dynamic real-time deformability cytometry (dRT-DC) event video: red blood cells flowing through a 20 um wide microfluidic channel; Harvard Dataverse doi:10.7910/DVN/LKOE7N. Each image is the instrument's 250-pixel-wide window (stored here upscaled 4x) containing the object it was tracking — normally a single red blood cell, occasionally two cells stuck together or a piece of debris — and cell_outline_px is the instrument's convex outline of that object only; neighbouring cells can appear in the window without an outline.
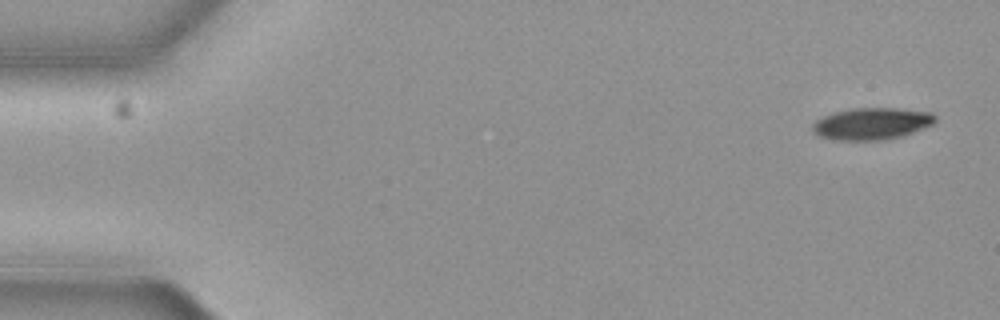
{"species": "common noctule bat (a hibernating species)", "species_latin": "Nyctalus noctula", "temperature_condition": "cold", "stored_images_in_passage": 55, "camera_frame_rate_fps": 3000, "um_per_image_px": 0.085, "animal": {"sex": "female", "body_mass_g": 19.3, "forearm_length_mm": 54.1}, "frame": {"image": 1, "passage_image": 1, "time_ms": 0.0, "image_size_px": [1000, 320], "cell_outline_px": [[936, 120], [932, 124], [912, 132], [900, 136], [880, 140], [840, 140], [820, 136], [812, 132], [812, 124], [816, 120], [824, 116], [836, 112], [852, 108], [900, 108], [932, 112], [936, 116]], "centroid_in_image_um": [74.1, 10.5], "position_along_channel_um": 10.9, "area_um2": 22.6}}
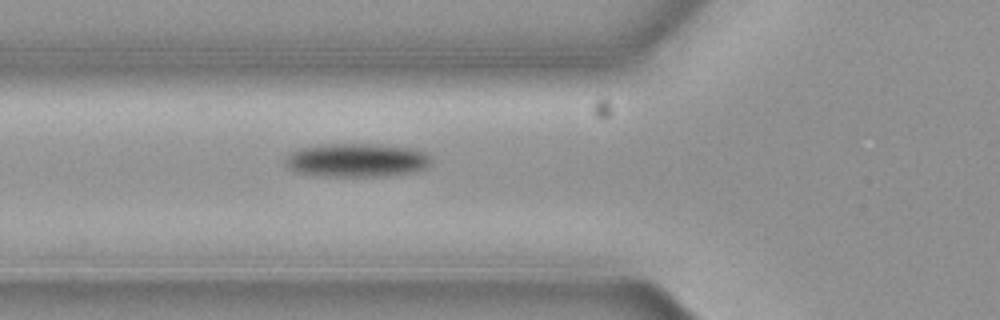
{"frame": {"image": 2, "passage_image": 19, "time_ms": 6.0, "image_size_px": [1000, 320], "cell_outline_px": [[428, 164], [424, 168], [412, 172], [384, 176], [316, 176], [296, 172], [288, 168], [284, 164], [284, 160], [296, 148], [324, 144], [376, 144], [412, 148], [424, 152], [428, 156]], "centroid_in_image_um": [30.23, 13.61], "position_along_channel_um": 95.6, "area_um2": 28.55}}
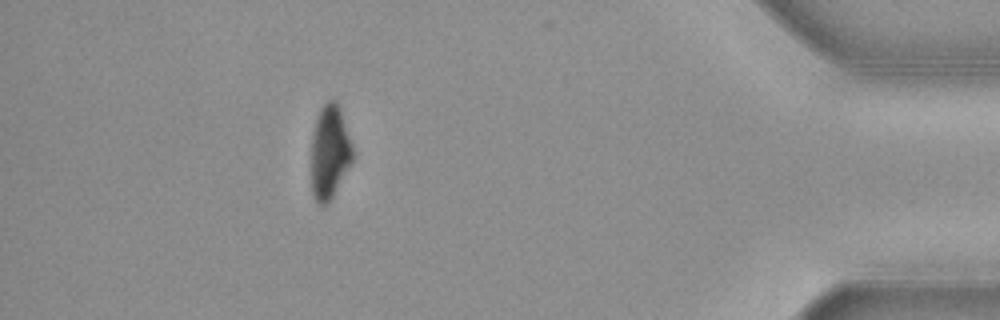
{"frame": {"image": 3, "passage_image": 49, "time_ms": 16.0, "image_size_px": [1000, 320], "cell_outline_px": [[352, 160], [328, 204], [316, 204], [312, 192], [312, 136], [316, 116], [320, 108], [328, 100], [336, 100], [340, 108], [352, 144]], "centroid_in_image_um": [28.0, 12.9], "position_along_channel_um": 407.2, "area_um2": 22.37}, "authors_computed_cell_mechanics": {"area_um2": 24.9696, "velocity_mm_per_s": 3.6665, "shape_relaxation_time_tau1_ms": 2.3035, "shape_relaxation_time_tau2_ms": null, "deformation_change_tau1": 0.0953, "deformation_change_tau2": null}}